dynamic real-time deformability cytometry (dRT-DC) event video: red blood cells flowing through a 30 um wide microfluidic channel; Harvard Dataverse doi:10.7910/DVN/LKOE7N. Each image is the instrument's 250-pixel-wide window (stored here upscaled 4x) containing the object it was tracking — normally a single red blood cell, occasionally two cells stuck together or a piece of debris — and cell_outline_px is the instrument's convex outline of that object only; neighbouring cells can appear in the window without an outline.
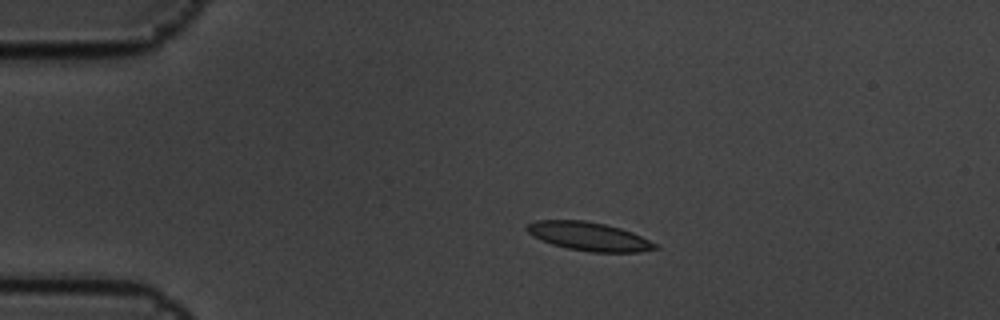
{"species": "common noctule bat (a hibernating species)", "species_latin": "Nyctalus noctula", "temperature_condition": "cold", "stored_images_in_passage": 6, "camera_frame_rate_fps": 3000, "um_per_image_px": 0.085, "animal": {"sex": "male", "body_mass_g": 19.5, "forearm_length_mm": 54.6}, "frame": {"image": 1, "passage_image": 3, "time_ms": 0.667, "image_size_px": [1000, 320], "cell_outline_px": [[660, 248], [640, 252], [592, 252], [568, 248], [552, 244], [540, 240], [532, 236], [524, 228], [528, 224], [536, 220], [584, 220], [604, 224], [620, 228], [632, 232], [656, 244]], "centroid_in_image_um": [50.03, 20.09], "position_along_channel_um": 35.0, "area_um2": 21.27}}
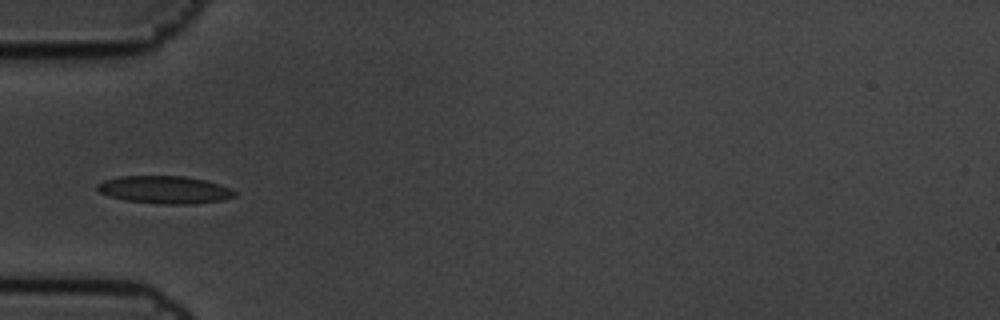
{"frame": {"image": 2, "passage_image": 5, "time_ms": 1.333, "image_size_px": [1000, 320], "cell_outline_px": [[236, 196], [224, 200], [192, 204], [160, 204], [124, 200], [108, 196], [100, 192], [96, 188], [96, 184], [104, 180], [120, 176], [184, 176], [204, 180], [220, 184], [232, 188], [236, 192]], "centroid_in_image_um": [14.01, 16.13], "position_along_channel_um": 71.0, "area_um2": 22.31}}
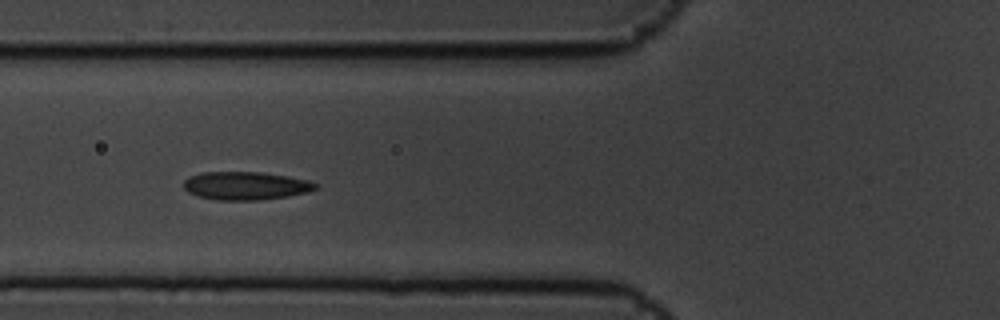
{"frame": {"image": 3, "passage_image": 6, "time_ms": 1.667, "image_size_px": [1000, 320], "cell_outline_px": [[316, 188], [308, 192], [288, 196], [260, 200], [216, 200], [200, 196], [188, 192], [184, 188], [184, 180], [188, 176], [200, 172], [264, 172], [288, 176], [308, 180], [316, 184]], "centroid_in_image_um": [20.86, 15.78], "position_along_channel_um": 104.9, "area_um2": 21.68}}